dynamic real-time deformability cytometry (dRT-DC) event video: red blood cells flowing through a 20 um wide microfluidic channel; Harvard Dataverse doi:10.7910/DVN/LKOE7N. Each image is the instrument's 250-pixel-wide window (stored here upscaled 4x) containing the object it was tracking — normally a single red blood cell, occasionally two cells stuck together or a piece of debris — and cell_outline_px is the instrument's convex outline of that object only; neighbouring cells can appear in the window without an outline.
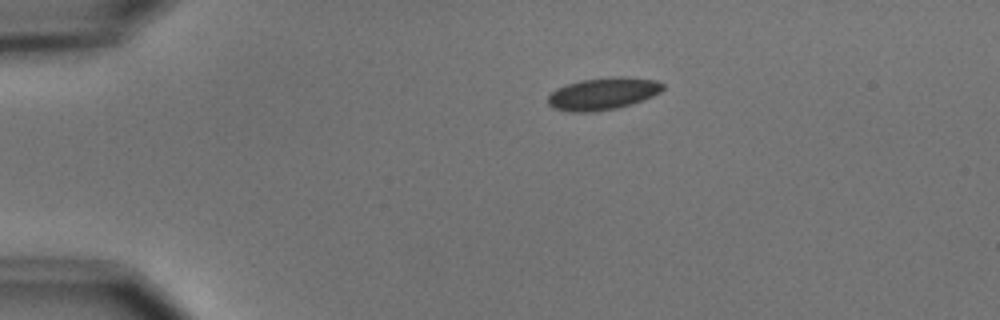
{"species": "common noctule bat (a hibernating species)", "species_latin": "Nyctalus noctula", "temperature_condition": "cold", "stored_images_in_passage": 2, "camera_frame_rate_fps": 3000, "um_per_image_px": 0.085, "animal": {"sex": "male", "body_mass_g": 15.6}, "frame": {"image": 1, "passage_image": 1, "time_ms": 0.0, "image_size_px": [1000, 320], "cell_outline_px": [[664, 88], [660, 92], [644, 100], [632, 104], [616, 108], [592, 112], [568, 112], [552, 108], [548, 104], [548, 96], [556, 88], [580, 80], [612, 76], [624, 76], [656, 80], [664, 84]], "centroid_in_image_um": [51.25, 7.96], "position_along_channel_um": 33.8, "area_um2": 21.79}}